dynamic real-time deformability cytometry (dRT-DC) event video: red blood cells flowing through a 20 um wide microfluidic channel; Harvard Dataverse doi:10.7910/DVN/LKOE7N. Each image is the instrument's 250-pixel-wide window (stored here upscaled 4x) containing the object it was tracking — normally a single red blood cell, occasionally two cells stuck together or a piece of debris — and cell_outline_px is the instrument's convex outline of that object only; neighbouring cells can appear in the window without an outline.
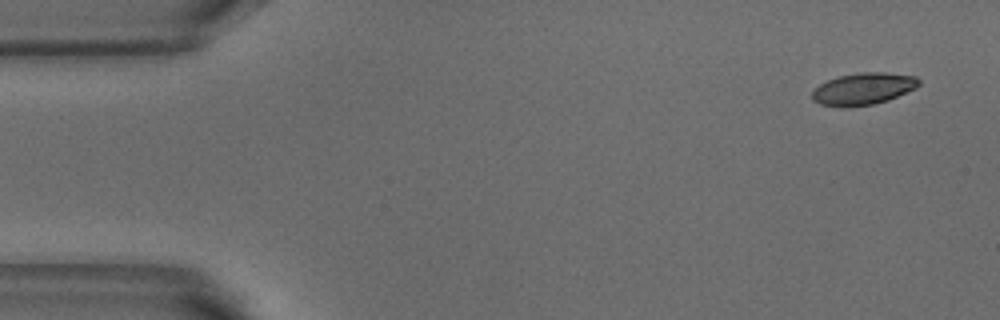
{"species": "common noctule bat (a hibernating species)", "species_latin": "Nyctalus noctula", "temperature_condition": "warm", "stored_images_in_passage": 4, "camera_frame_rate_fps": 3000, "um_per_image_px": 0.085, "animal": {"sex": "male", "body_mass_g": 18.8}, "frame": {"image": 1, "passage_image": 1, "time_ms": 0.0, "image_size_px": [1000, 320], "cell_outline_px": [[920, 84], [916, 88], [888, 100], [872, 104], [844, 108], [840, 108], [820, 104], [812, 100], [812, 92], [820, 84], [828, 80], [840, 76], [860, 72], [884, 72], [916, 76], [920, 80]], "centroid_in_image_um": [73.38, 7.56], "position_along_channel_um": 11.6, "area_um2": 19.94}}
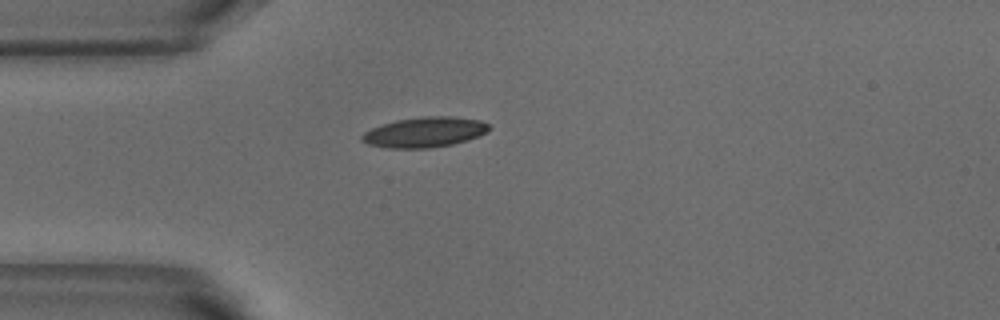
{"frame": {"image": 2, "passage_image": 4, "time_ms": 1.0, "image_size_px": [1000, 320], "cell_outline_px": [[488, 128], [480, 136], [468, 140], [452, 144], [428, 148], [388, 148], [368, 144], [360, 140], [360, 136], [364, 132], [372, 128], [396, 120], [424, 116], [452, 116], [480, 120], [488, 124]], "centroid_in_image_um": [36.07, 11.24], "position_along_channel_um": 48.9, "area_um2": 22.25}}